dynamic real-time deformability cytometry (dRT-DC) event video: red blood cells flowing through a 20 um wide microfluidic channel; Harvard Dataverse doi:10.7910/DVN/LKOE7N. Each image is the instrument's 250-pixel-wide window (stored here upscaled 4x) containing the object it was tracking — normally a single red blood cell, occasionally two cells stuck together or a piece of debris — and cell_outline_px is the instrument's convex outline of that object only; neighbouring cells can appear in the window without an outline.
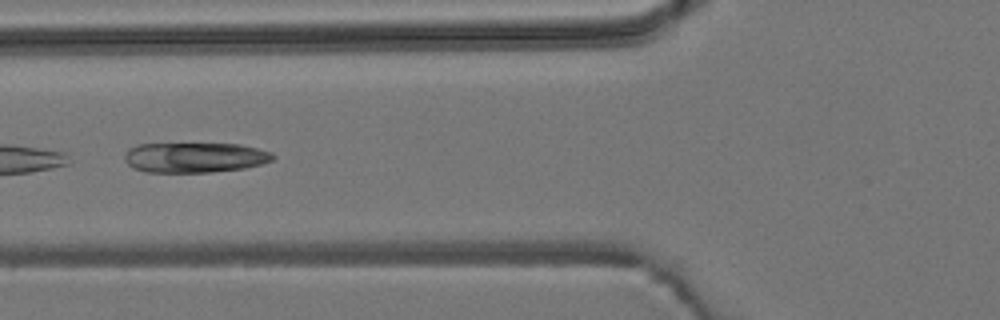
{"species": "common noctule bat (a hibernating species)", "species_latin": "Nyctalus noctula", "temperature_condition": "room temperature", "stored_images_in_passage": 6, "camera_frame_rate_fps": 3000, "um_per_image_px": 0.085, "animal": {"sex": "male", "body_mass_g": 19.2, "forearm_length_mm": 51.8}, "frame": {"image": 1, "passage_image": 5, "time_ms": 5.333, "image_size_px": [1000, 320], "cell_outline_px": [[276, 156], [272, 160], [260, 164], [244, 168], [212, 172], [144, 172], [132, 168], [124, 160], [124, 152], [128, 148], [136, 144], [240, 144], [272, 152]], "centroid_in_image_um": [16.51, 13.38], "position_along_channel_um": 109.3, "area_um2": 26.18}}
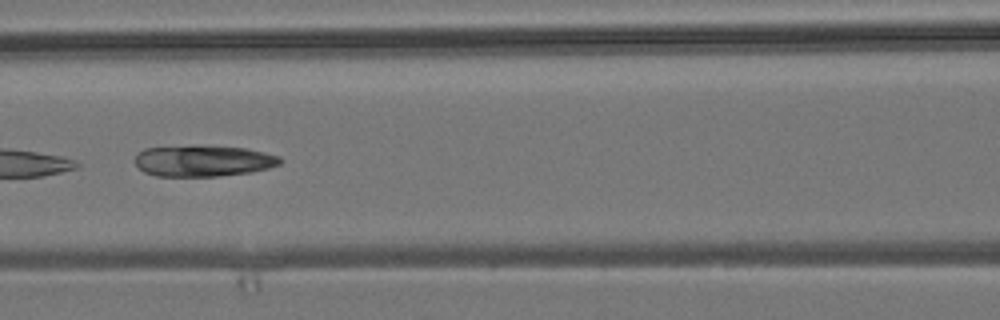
{"frame": {"image": 2, "passage_image": 6, "time_ms": 6.333, "image_size_px": [1000, 320], "cell_outline_px": [[284, 160], [280, 164], [268, 168], [252, 172], [216, 176], [156, 176], [144, 172], [136, 164], [136, 152], [144, 148], [200, 144], [248, 148], [280, 156]], "centroid_in_image_um": [17.29, 13.64], "position_along_channel_um": 149.3, "area_um2": 26.99}}